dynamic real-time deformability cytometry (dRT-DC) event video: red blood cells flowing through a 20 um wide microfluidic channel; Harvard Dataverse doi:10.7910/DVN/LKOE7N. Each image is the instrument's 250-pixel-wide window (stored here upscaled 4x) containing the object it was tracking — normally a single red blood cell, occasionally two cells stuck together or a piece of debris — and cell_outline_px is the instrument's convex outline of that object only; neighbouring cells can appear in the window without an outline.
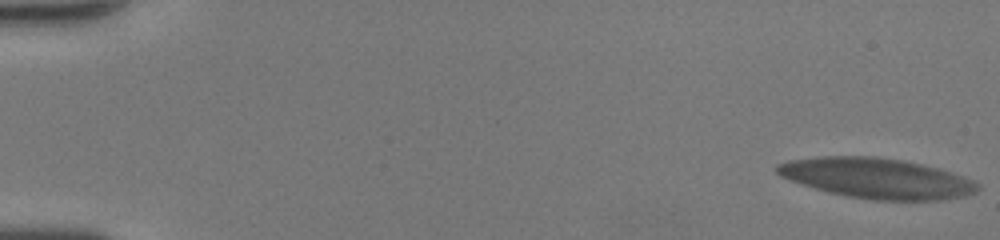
{"species": "human", "species_latin": "Homo sapiens", "temperature_condition": "room temperature", "stored_images_in_passage": 54, "camera_frame_rate_fps": 3000, "um_per_image_px": 0.085, "donor": {"sex": "female"}, "frame": {"image": 1, "passage_image": 1, "time_ms": 0.0, "image_size_px": [1000, 240], "cell_outline_px": [[980, 188], [976, 192], [964, 196], [940, 200], [872, 200], [848, 196], [828, 192], [800, 184], [780, 176], [772, 168], [776, 164], [788, 160], [824, 156], [876, 156], [904, 160], [940, 168], [972, 180], [980, 184]], "centroid_in_image_um": [74.49, 15.14], "position_along_channel_um": 10.5, "area_um2": 47.34}}
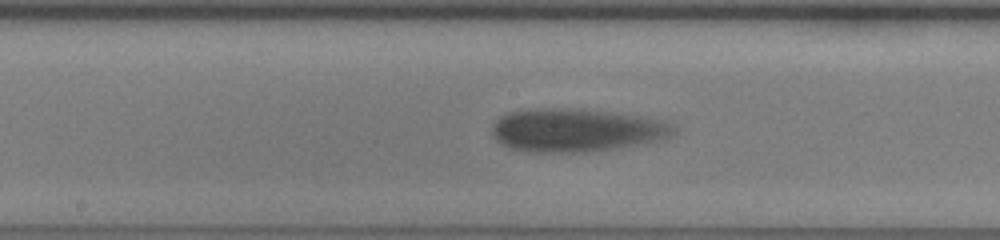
{"frame": {"image": 2, "passage_image": 30, "time_ms": 9.667, "image_size_px": [1000, 240], "cell_outline_px": [[676, 132], [668, 140], [616, 148], [584, 152], [528, 152], [508, 148], [500, 144], [496, 140], [492, 132], [492, 124], [500, 116], [508, 112], [544, 108], [572, 108], [616, 112], [668, 120], [676, 128]], "centroid_in_image_um": [49.05, 11.06], "position_along_channel_um": 199.1, "area_um2": 46.59}}
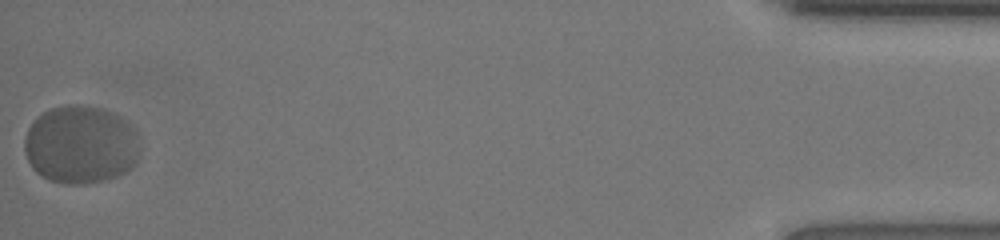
{"frame": {"image": 3, "passage_image": 54, "time_ms": 17.667, "image_size_px": [1000, 240], "cell_outline_px": [[140, 152], [136, 164], [132, 168], [116, 176], [104, 180], [88, 184], [64, 184], [48, 180], [40, 176], [32, 168], [24, 152], [24, 136], [28, 128], [36, 116], [52, 108], [64, 104], [84, 104], [104, 108], [120, 116], [132, 128], [136, 136], [140, 148]], "centroid_in_image_um": [6.83, 12.29], "position_along_channel_um": 428.4, "area_um2": 53.35}, "authors_computed_cell_mechanics": {"area_um2": 45.8932, "velocity_mm_per_s": 3.9388, "shape_relaxation_time_tau1_ms": 4.3604, "shape_relaxation_time_tau2_ms": null, "deformation_change_tau1": 0.1602, "deformation_change_tau2": null}}